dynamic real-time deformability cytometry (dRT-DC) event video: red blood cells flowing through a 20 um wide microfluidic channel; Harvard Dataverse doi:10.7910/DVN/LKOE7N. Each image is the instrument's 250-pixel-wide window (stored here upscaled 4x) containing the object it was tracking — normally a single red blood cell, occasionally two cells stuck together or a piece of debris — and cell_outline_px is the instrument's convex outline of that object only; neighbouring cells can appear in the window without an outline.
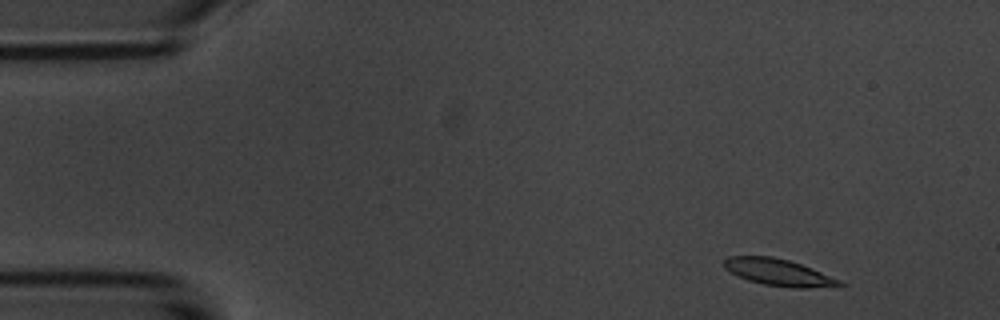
{"species": "common noctule bat (a hibernating species)", "species_latin": "Nyctalus noctula", "temperature_condition": "room temperature", "stored_images_in_passage": 5, "camera_frame_rate_fps": 3000, "um_per_image_px": 0.085, "animal": {"sex": "male", "body_mass_g": 20.1, "forearm_length_mm": 53.5}, "frame": {"image": 1, "passage_image": 1, "time_ms": 0.0, "image_size_px": [1000, 320], "cell_outline_px": [[844, 288], [796, 288], [764, 284], [748, 280], [724, 268], [724, 260], [728, 256], [772, 256], [788, 260], [812, 268], [840, 280], [844, 284]], "centroid_in_image_um": [66.27, 23.17], "position_along_channel_um": 18.7, "area_um2": 18.09}}
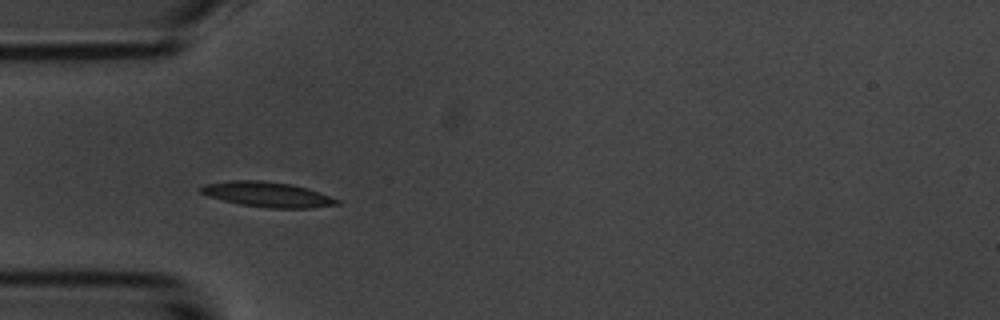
{"frame": {"image": 2, "passage_image": 4, "time_ms": 3.667, "image_size_px": [1000, 320], "cell_outline_px": [[340, 204], [308, 208], [268, 208], [240, 204], [208, 196], [200, 192], [200, 188], [204, 184], [232, 180], [260, 180], [292, 184], [308, 188], [340, 200]], "centroid_in_image_um": [22.74, 16.52], "position_along_channel_um": 62.3, "area_um2": 19.83}}